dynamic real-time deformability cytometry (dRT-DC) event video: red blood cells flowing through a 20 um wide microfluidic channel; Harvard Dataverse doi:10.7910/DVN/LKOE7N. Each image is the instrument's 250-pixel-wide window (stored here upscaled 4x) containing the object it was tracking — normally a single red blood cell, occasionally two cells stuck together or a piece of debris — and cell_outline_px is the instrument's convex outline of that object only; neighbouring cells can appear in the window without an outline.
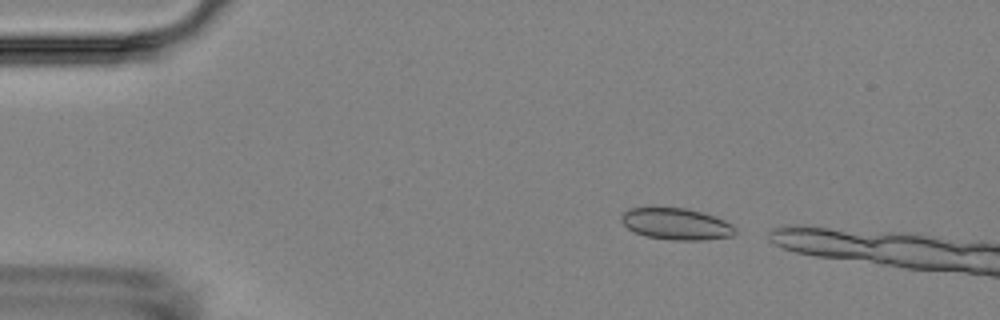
{"species": "Egyptian fruit bat (a non-hibernating species)", "species_latin": "Rousettus aegyptiacus", "temperature_condition": "room temperature", "stored_images_in_passage": 3, "camera_frame_rate_fps": 3000, "um_per_image_px": 0.085, "animal": {"sex": "female"}, "frame": {"image": 1, "passage_image": 1, "time_ms": 0.0, "image_size_px": [1000, 320], "cell_outline_px": [[736, 232], [732, 236], [704, 240], [672, 240], [644, 236], [628, 228], [620, 220], [620, 216], [628, 208], [688, 208], [724, 220], [732, 224], [736, 228]], "centroid_in_image_um": [57.48, 19.04], "position_along_channel_um": 27.5, "area_um2": 20.87}}